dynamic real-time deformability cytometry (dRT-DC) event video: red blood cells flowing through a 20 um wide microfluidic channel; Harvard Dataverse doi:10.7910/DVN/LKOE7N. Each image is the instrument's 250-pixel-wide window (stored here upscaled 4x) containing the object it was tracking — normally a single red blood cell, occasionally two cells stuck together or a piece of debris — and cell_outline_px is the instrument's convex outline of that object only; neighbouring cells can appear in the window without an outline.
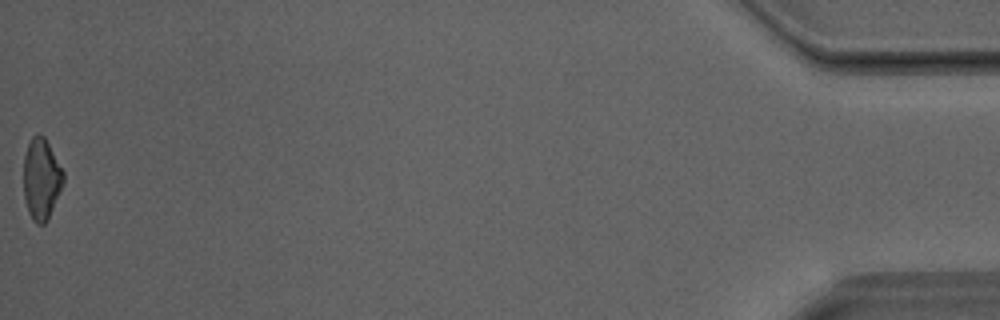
{"species": "Egyptian fruit bat (a non-hibernating species)", "species_latin": "Rousettus aegyptiacus", "temperature_condition": "room temperature", "stored_images_in_passage": 31, "camera_frame_rate_fps": 3000, "um_per_image_px": 0.085, "animal": {"sex": "male"}, "frame": {"image": 1, "passage_image": 31, "time_ms": 10.0, "image_size_px": [1000, 320], "cell_outline_px": [[64, 180], [48, 220], [44, 224], [36, 224], [32, 220], [28, 212], [24, 200], [24, 156], [28, 144], [32, 136], [36, 132], [44, 136], [64, 172]], "centroid_in_image_um": [3.5, 15.22], "position_along_channel_um": 431.7, "area_um2": 18.84}}